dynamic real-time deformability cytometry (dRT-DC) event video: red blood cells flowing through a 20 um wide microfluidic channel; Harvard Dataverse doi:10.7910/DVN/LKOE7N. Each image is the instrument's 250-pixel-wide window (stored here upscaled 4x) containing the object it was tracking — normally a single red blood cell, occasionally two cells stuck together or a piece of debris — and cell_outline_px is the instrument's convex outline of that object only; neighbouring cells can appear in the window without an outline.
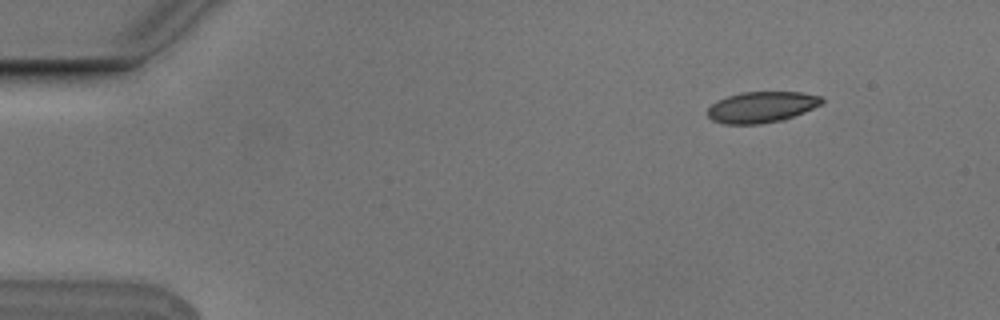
{"species": "Egyptian fruit bat (a non-hibernating species)", "species_latin": "Rousettus aegyptiacus", "temperature_condition": "cold", "stored_images_in_passage": 7, "camera_frame_rate_fps": 3000, "um_per_image_px": 0.085, "animal": {"sex": "male"}, "frame": {"image": 1, "passage_image": 2, "time_ms": 0.333, "image_size_px": [1000, 320], "cell_outline_px": [[824, 100], [820, 104], [804, 112], [784, 120], [760, 124], [724, 124], [712, 120], [708, 116], [708, 108], [716, 100], [740, 92], [800, 92], [820, 96]], "centroid_in_image_um": [64.71, 9.1], "position_along_channel_um": 20.3, "area_um2": 20.63}}
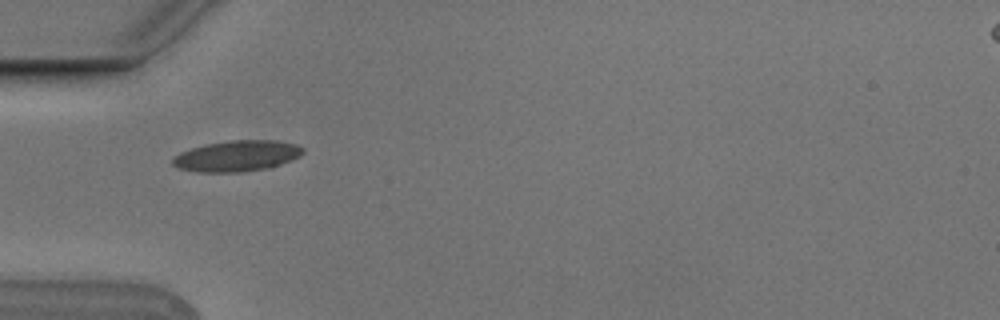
{"frame": {"image": 2, "passage_image": 5, "time_ms": 1.333, "image_size_px": [1000, 320], "cell_outline_px": [[304, 152], [300, 156], [292, 160], [280, 164], [264, 168], [240, 172], [196, 172], [176, 168], [172, 164], [172, 160], [180, 152], [204, 144], [228, 140], [276, 140], [296, 144], [304, 148]], "centroid_in_image_um": [20.13, 13.25], "position_along_channel_um": 64.9, "area_um2": 23.52}}
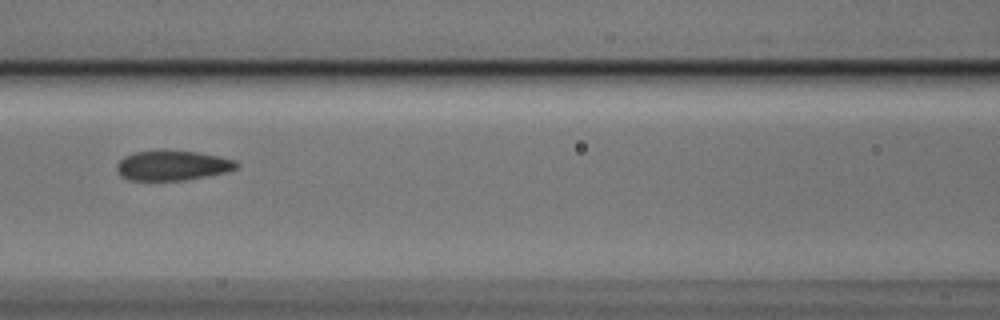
{"frame": {"image": 3, "passage_image": 7, "time_ms": 2.0, "image_size_px": [1000, 320], "cell_outline_px": [[240, 168], [228, 172], [212, 176], [184, 180], [128, 180], [120, 176], [116, 168], [116, 164], [124, 156], [132, 152], [160, 148], [164, 148], [196, 152], [220, 156], [236, 160], [240, 164]], "centroid_in_image_um": [14.69, 14.04], "position_along_channel_um": 151.9, "area_um2": 21.85}}